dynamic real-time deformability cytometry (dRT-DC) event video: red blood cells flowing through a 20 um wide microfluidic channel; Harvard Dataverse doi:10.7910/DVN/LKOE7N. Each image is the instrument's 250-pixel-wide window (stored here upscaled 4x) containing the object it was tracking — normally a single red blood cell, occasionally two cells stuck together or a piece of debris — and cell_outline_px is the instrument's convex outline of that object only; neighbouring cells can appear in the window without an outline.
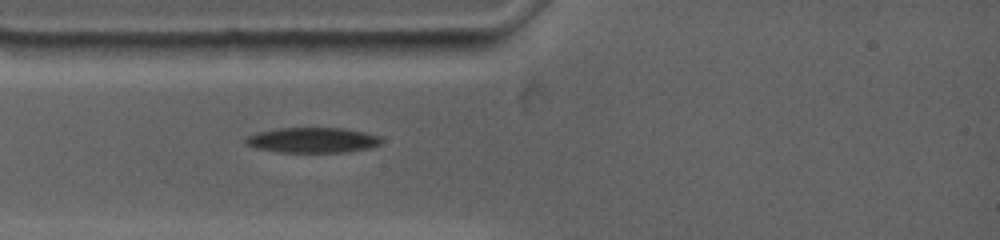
{"species": "common noctule bat (a hibernating species)", "species_latin": "Nyctalus noctula", "temperature_condition": "warm", "stored_images_in_passage": 69, "camera_frame_rate_fps": 4500, "um_per_image_px": 0.085, "animal": {"sex": "female", "body_mass_g": 19.0, "forearm_length_mm": 53.3}, "frame": {"image": 1, "passage_image": 1, "time_ms": 0.0, "image_size_px": [1000, 240], "cell_outline_px": [[384, 140], [380, 144], [372, 148], [348, 152], [280, 152], [256, 148], [244, 144], [244, 140], [248, 136], [260, 132], [280, 128], [344, 128], [364, 132], [380, 136]], "centroid_in_image_um": [26.62, 11.92], "position_along_channel_um": 58.4, "area_um2": 20.06}}
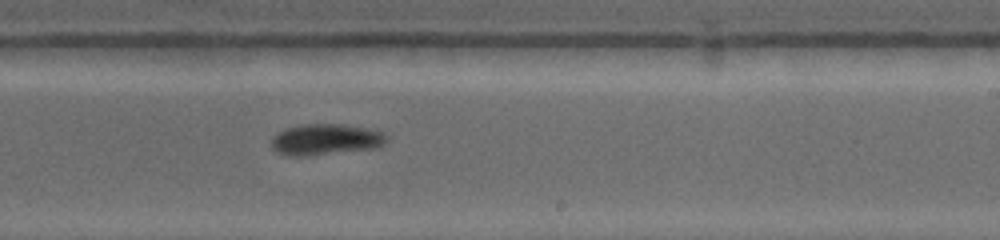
{"frame": {"image": 2, "passage_image": 26, "time_ms": 5.556, "image_size_px": [1000, 240], "cell_outline_px": [[388, 140], [384, 144], [376, 148], [308, 156], [288, 156], [272, 148], [272, 136], [276, 132], [288, 128], [304, 124], [344, 124], [364, 128], [380, 132], [388, 136]], "centroid_in_image_um": [27.67, 11.86], "position_along_channel_um": 261.3, "area_um2": 20.81}}
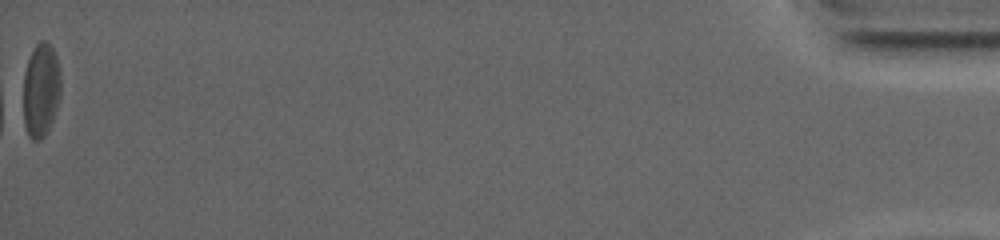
{"frame": {"image": 3, "passage_image": 69, "time_ms": 15.111, "image_size_px": [1000, 240], "cell_outline_px": [[60, 96], [52, 120], [48, 128], [36, 140], [32, 140], [28, 136], [24, 124], [24, 72], [28, 60], [36, 44], [40, 40], [44, 40], [52, 48], [56, 56], [60, 72]], "centroid_in_image_um": [3.47, 7.62], "position_along_channel_um": 431.7, "area_um2": 20.06}}